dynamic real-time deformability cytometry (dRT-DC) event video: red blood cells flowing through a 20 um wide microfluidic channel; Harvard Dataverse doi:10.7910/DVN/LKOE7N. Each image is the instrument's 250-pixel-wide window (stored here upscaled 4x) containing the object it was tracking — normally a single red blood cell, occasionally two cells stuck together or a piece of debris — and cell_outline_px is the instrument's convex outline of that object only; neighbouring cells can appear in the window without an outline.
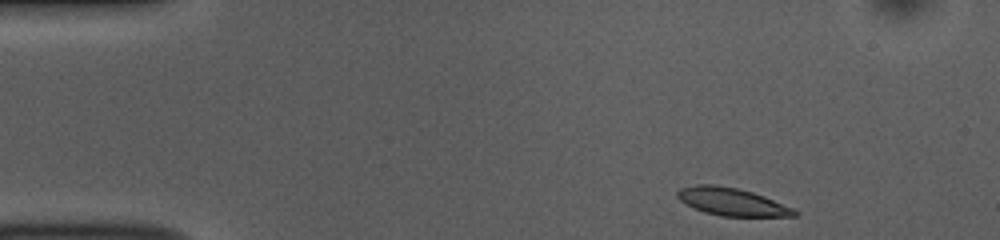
{"species": "common noctule bat (a hibernating species)", "species_latin": "Nyctalus noctula", "temperature_condition": "room temperature", "stored_images_in_passage": 48, "camera_frame_rate_fps": 3000, "um_per_image_px": 0.085, "animal": {"sex": "female", "body_mass_g": 10.0, "forearm_length_mm": 53.1}, "frame": {"image": 1, "passage_image": 1, "time_ms": 0.0, "image_size_px": [1000, 240], "cell_outline_px": [[800, 216], [720, 216], [704, 212], [684, 204], [676, 196], [676, 192], [680, 188], [696, 184], [716, 184], [736, 188], [752, 192], [764, 196], [792, 208], [800, 212]], "centroid_in_image_um": [62.18, 17.15], "position_along_channel_um": 22.8, "area_um2": 18.96}}
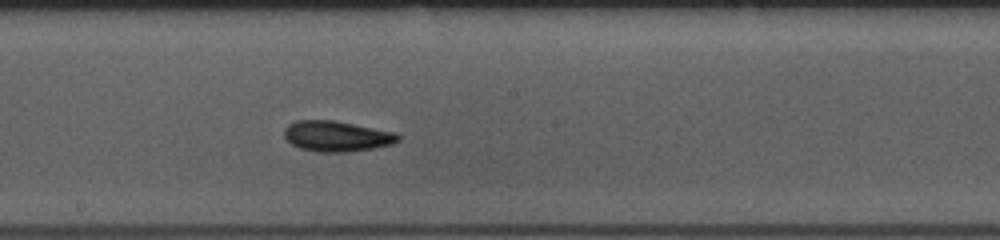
{"frame": {"image": 2, "passage_image": 23, "time_ms": 7.333, "image_size_px": [1000, 240], "cell_outline_px": [[400, 140], [392, 144], [372, 148], [344, 152], [316, 152], [300, 148], [292, 144], [284, 136], [284, 128], [288, 124], [296, 120], [332, 120], [396, 132], [400, 136]], "centroid_in_image_um": [28.61, 11.57], "position_along_channel_um": 219.6, "area_um2": 20.23}}
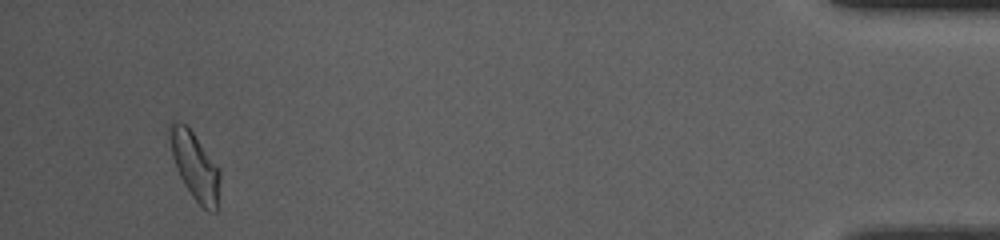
{"frame": {"image": 3, "passage_image": 45, "time_ms": 14.667, "image_size_px": [1000, 240], "cell_outline_px": [[220, 180], [216, 212], [208, 212], [192, 196], [184, 184], [176, 168], [172, 156], [168, 136], [168, 124], [172, 120], [180, 120], [192, 132], [216, 164], [220, 172]], "centroid_in_image_um": [16.53, 14.08], "position_along_channel_um": 418.7, "area_um2": 19.65}, "authors_computed_cell_mechanics": {"area_um2": 19.4208, "velocity_mm_per_s": 3.6981, "shape_relaxation_time_tau1_ms": 3.9428, "shape_relaxation_time_tau2_ms": 1.9817, "deformation_change_tau1": 0.1077, "deformation_change_tau2": 0.069}}